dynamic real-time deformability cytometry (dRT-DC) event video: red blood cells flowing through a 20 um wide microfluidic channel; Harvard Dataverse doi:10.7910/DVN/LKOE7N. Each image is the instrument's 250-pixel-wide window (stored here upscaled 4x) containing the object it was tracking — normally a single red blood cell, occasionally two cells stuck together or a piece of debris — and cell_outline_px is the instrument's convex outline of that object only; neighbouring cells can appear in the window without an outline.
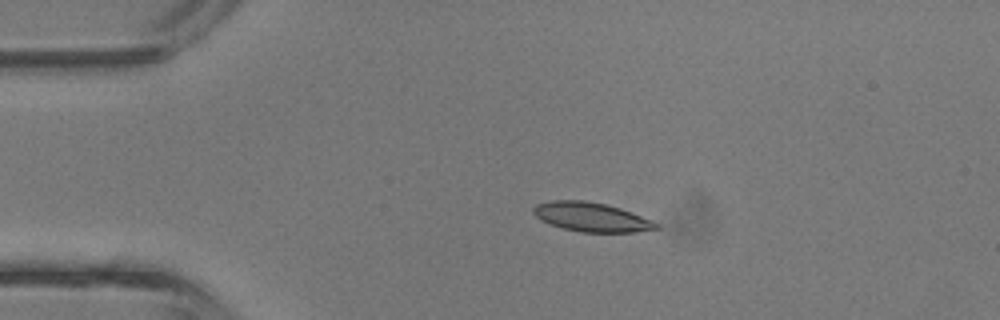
{"species": "common noctule bat (a hibernating species)", "species_latin": "Nyctalus noctula", "temperature_condition": "room temperature", "stored_images_in_passage": 34, "camera_frame_rate_fps": 3000, "um_per_image_px": 0.085, "animal": {"sex": "male", "body_mass_g": 13.3}, "frame": {"image": 1, "passage_image": 1, "time_ms": 0.0, "image_size_px": [1000, 320], "cell_outline_px": [[660, 228], [636, 232], [580, 232], [564, 228], [540, 220], [532, 212], [532, 208], [536, 204], [552, 200], [584, 200], [608, 204], [632, 212], [652, 220], [660, 224]], "centroid_in_image_um": [50.29, 18.44], "position_along_channel_um": 34.7, "area_um2": 20.98}}
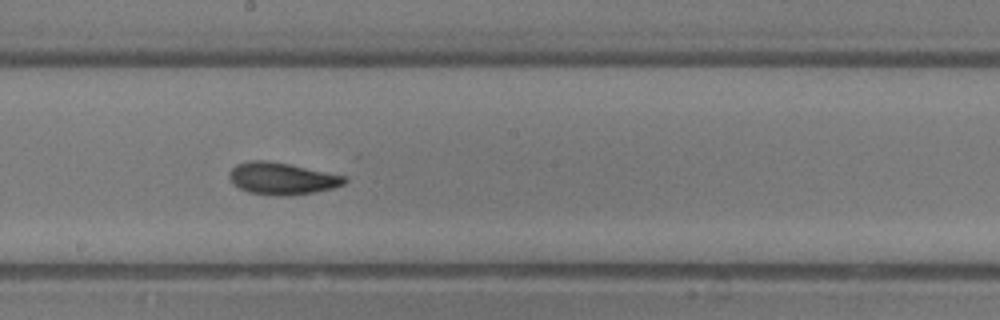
{"frame": {"image": 2, "passage_image": 15, "time_ms": 4.667, "image_size_px": [1000, 320], "cell_outline_px": [[348, 180], [344, 184], [332, 188], [292, 196], [276, 196], [248, 192], [240, 188], [228, 176], [228, 172], [236, 164], [248, 160], [264, 160], [288, 164], [348, 176]], "centroid_in_image_um": [23.98, 15.17], "position_along_channel_um": 224.2, "area_um2": 21.5}}
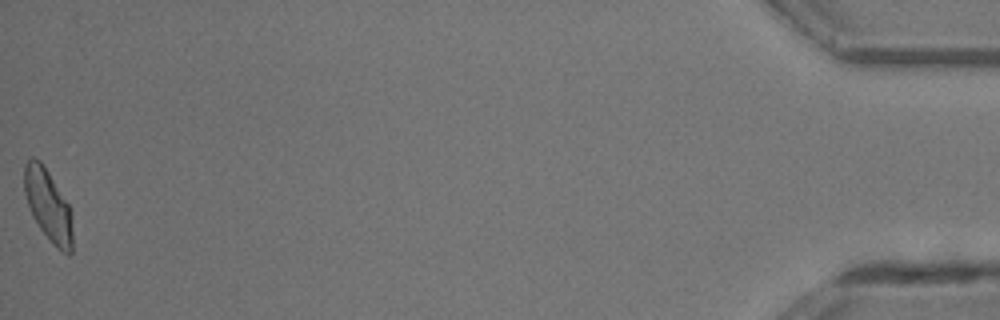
{"frame": {"image": 3, "passage_image": 34, "time_ms": 11.0, "image_size_px": [1000, 320], "cell_outline_px": [[72, 252], [68, 256], [56, 248], [40, 228], [32, 216], [24, 192], [24, 164], [32, 156], [40, 160], [48, 172], [68, 204], [72, 212]], "centroid_in_image_um": [4.1, 17.47], "position_along_channel_um": 431.1, "area_um2": 20.17}, "authors_computed_cell_mechanics": {"area_um2": 20.23, "velocity_mm_per_s": 4.9211, "shape_relaxation_time_tau1_ms": 4.7079, "shape_relaxation_time_tau2_ms": 1.25, "deformation_change_tau1": 0.1536, "deformation_change_tau2": 0.0743}}